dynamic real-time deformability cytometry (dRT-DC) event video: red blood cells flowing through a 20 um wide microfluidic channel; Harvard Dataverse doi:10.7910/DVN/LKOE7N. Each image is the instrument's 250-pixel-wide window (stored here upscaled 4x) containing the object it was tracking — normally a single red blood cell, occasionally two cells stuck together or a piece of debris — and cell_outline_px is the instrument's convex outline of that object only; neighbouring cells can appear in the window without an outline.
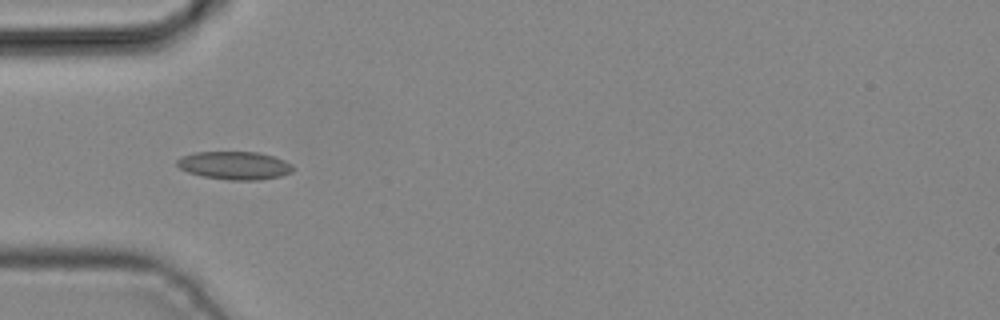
{"species": "common noctule bat (a hibernating species)", "species_latin": "Nyctalus noctula", "temperature_condition": "cold", "stored_images_in_passage": 3, "camera_frame_rate_fps": 3000, "um_per_image_px": 0.085, "animal": {"sex": "male", "body_mass_g": 19.2, "forearm_length_mm": 51.8}, "frame": {"image": 1, "passage_image": 3, "time_ms": 0.667, "image_size_px": [1000, 320], "cell_outline_px": [[296, 168], [292, 172], [280, 176], [260, 180], [228, 180], [204, 176], [188, 172], [180, 168], [176, 164], [176, 160], [180, 156], [192, 152], [260, 152], [276, 156], [292, 164]], "centroid_in_image_um": [19.96, 14.05], "position_along_channel_um": 65.0, "area_um2": 19.25}}